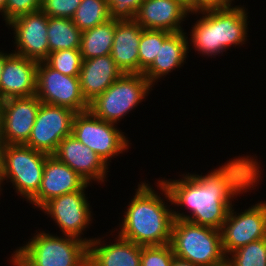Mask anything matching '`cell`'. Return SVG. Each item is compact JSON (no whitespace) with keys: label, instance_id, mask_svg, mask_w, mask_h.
<instances>
[{"label":"cell","instance_id":"1","mask_svg":"<svg viewBox=\"0 0 266 266\" xmlns=\"http://www.w3.org/2000/svg\"><path fill=\"white\" fill-rule=\"evenodd\" d=\"M253 160L249 156L238 157L205 176L188 173L181 180L158 181L168 202L192 212L189 216L173 210L174 219L221 230L233 206L231 198L248 192L247 189L254 188L261 178L257 159Z\"/></svg>","mask_w":266,"mask_h":266},{"label":"cell","instance_id":"2","mask_svg":"<svg viewBox=\"0 0 266 266\" xmlns=\"http://www.w3.org/2000/svg\"><path fill=\"white\" fill-rule=\"evenodd\" d=\"M161 198L146 182L139 184L125 211L119 236L141 246L170 243L174 215Z\"/></svg>","mask_w":266,"mask_h":266},{"label":"cell","instance_id":"3","mask_svg":"<svg viewBox=\"0 0 266 266\" xmlns=\"http://www.w3.org/2000/svg\"><path fill=\"white\" fill-rule=\"evenodd\" d=\"M12 256L14 266H88V244L75 237L40 232Z\"/></svg>","mask_w":266,"mask_h":266},{"label":"cell","instance_id":"4","mask_svg":"<svg viewBox=\"0 0 266 266\" xmlns=\"http://www.w3.org/2000/svg\"><path fill=\"white\" fill-rule=\"evenodd\" d=\"M170 245L175 256L196 266H222L227 263L221 231L211 227L174 219Z\"/></svg>","mask_w":266,"mask_h":266},{"label":"cell","instance_id":"5","mask_svg":"<svg viewBox=\"0 0 266 266\" xmlns=\"http://www.w3.org/2000/svg\"><path fill=\"white\" fill-rule=\"evenodd\" d=\"M47 156L25 144H3L0 188L5 179H10L17 193L29 201L40 188Z\"/></svg>","mask_w":266,"mask_h":266},{"label":"cell","instance_id":"6","mask_svg":"<svg viewBox=\"0 0 266 266\" xmlns=\"http://www.w3.org/2000/svg\"><path fill=\"white\" fill-rule=\"evenodd\" d=\"M153 85L143 74L124 73L101 95L89 103L96 117L116 124L147 96Z\"/></svg>","mask_w":266,"mask_h":266},{"label":"cell","instance_id":"7","mask_svg":"<svg viewBox=\"0 0 266 266\" xmlns=\"http://www.w3.org/2000/svg\"><path fill=\"white\" fill-rule=\"evenodd\" d=\"M113 123L94 116L89 110L76 113L72 135L108 164L110 158L128 149V140Z\"/></svg>","mask_w":266,"mask_h":266},{"label":"cell","instance_id":"8","mask_svg":"<svg viewBox=\"0 0 266 266\" xmlns=\"http://www.w3.org/2000/svg\"><path fill=\"white\" fill-rule=\"evenodd\" d=\"M36 96L43 103L66 107L76 113L89 109L82 95L79 76L64 75L45 61L38 62Z\"/></svg>","mask_w":266,"mask_h":266},{"label":"cell","instance_id":"9","mask_svg":"<svg viewBox=\"0 0 266 266\" xmlns=\"http://www.w3.org/2000/svg\"><path fill=\"white\" fill-rule=\"evenodd\" d=\"M75 114L76 112L69 108L41 102L29 140L25 145L53 155L60 141L72 134Z\"/></svg>","mask_w":266,"mask_h":266},{"label":"cell","instance_id":"10","mask_svg":"<svg viewBox=\"0 0 266 266\" xmlns=\"http://www.w3.org/2000/svg\"><path fill=\"white\" fill-rule=\"evenodd\" d=\"M233 211L231 207L220 230L225 255L253 241L266 238V202L260 201L240 212L238 216Z\"/></svg>","mask_w":266,"mask_h":266},{"label":"cell","instance_id":"11","mask_svg":"<svg viewBox=\"0 0 266 266\" xmlns=\"http://www.w3.org/2000/svg\"><path fill=\"white\" fill-rule=\"evenodd\" d=\"M84 191L78 190L55 197L46 202L40 210L42 209L54 219L64 233L63 235L84 240L89 244L92 239L81 238V234L87 228L86 226L92 221L89 203Z\"/></svg>","mask_w":266,"mask_h":266},{"label":"cell","instance_id":"12","mask_svg":"<svg viewBox=\"0 0 266 266\" xmlns=\"http://www.w3.org/2000/svg\"><path fill=\"white\" fill-rule=\"evenodd\" d=\"M14 29L16 50L14 53L36 62L49 56L47 39L48 16L41 10L23 14L7 23Z\"/></svg>","mask_w":266,"mask_h":266},{"label":"cell","instance_id":"13","mask_svg":"<svg viewBox=\"0 0 266 266\" xmlns=\"http://www.w3.org/2000/svg\"><path fill=\"white\" fill-rule=\"evenodd\" d=\"M41 101L36 95L3 100V144H26L34 126Z\"/></svg>","mask_w":266,"mask_h":266},{"label":"cell","instance_id":"14","mask_svg":"<svg viewBox=\"0 0 266 266\" xmlns=\"http://www.w3.org/2000/svg\"><path fill=\"white\" fill-rule=\"evenodd\" d=\"M88 185L89 183L68 165L59 161L55 156L48 155L40 188L29 202L41 208L46 202L55 197L85 190Z\"/></svg>","mask_w":266,"mask_h":266},{"label":"cell","instance_id":"15","mask_svg":"<svg viewBox=\"0 0 266 266\" xmlns=\"http://www.w3.org/2000/svg\"><path fill=\"white\" fill-rule=\"evenodd\" d=\"M53 156L68 165L89 184L91 180L99 183L105 181L108 164L72 134L60 141Z\"/></svg>","mask_w":266,"mask_h":266},{"label":"cell","instance_id":"16","mask_svg":"<svg viewBox=\"0 0 266 266\" xmlns=\"http://www.w3.org/2000/svg\"><path fill=\"white\" fill-rule=\"evenodd\" d=\"M189 13L182 0H143L134 21L143 29L177 33L184 31L180 24Z\"/></svg>","mask_w":266,"mask_h":266},{"label":"cell","instance_id":"17","mask_svg":"<svg viewBox=\"0 0 266 266\" xmlns=\"http://www.w3.org/2000/svg\"><path fill=\"white\" fill-rule=\"evenodd\" d=\"M38 62L11 53L0 78V99L36 95Z\"/></svg>","mask_w":266,"mask_h":266},{"label":"cell","instance_id":"18","mask_svg":"<svg viewBox=\"0 0 266 266\" xmlns=\"http://www.w3.org/2000/svg\"><path fill=\"white\" fill-rule=\"evenodd\" d=\"M123 74L110 54L83 60L79 80L86 102H92Z\"/></svg>","mask_w":266,"mask_h":266},{"label":"cell","instance_id":"19","mask_svg":"<svg viewBox=\"0 0 266 266\" xmlns=\"http://www.w3.org/2000/svg\"><path fill=\"white\" fill-rule=\"evenodd\" d=\"M143 28L134 20L115 21L111 57L123 73L139 74V43Z\"/></svg>","mask_w":266,"mask_h":266},{"label":"cell","instance_id":"20","mask_svg":"<svg viewBox=\"0 0 266 266\" xmlns=\"http://www.w3.org/2000/svg\"><path fill=\"white\" fill-rule=\"evenodd\" d=\"M100 239L88 244V266H140L141 245L119 235L111 245H101Z\"/></svg>","mask_w":266,"mask_h":266},{"label":"cell","instance_id":"21","mask_svg":"<svg viewBox=\"0 0 266 266\" xmlns=\"http://www.w3.org/2000/svg\"><path fill=\"white\" fill-rule=\"evenodd\" d=\"M184 33V31L172 33L163 43H159V51L154 62L143 73L151 85L184 64L189 49L188 37Z\"/></svg>","mask_w":266,"mask_h":266},{"label":"cell","instance_id":"22","mask_svg":"<svg viewBox=\"0 0 266 266\" xmlns=\"http://www.w3.org/2000/svg\"><path fill=\"white\" fill-rule=\"evenodd\" d=\"M247 17L246 10L240 6L217 9L218 44H222V52L247 40Z\"/></svg>","mask_w":266,"mask_h":266},{"label":"cell","instance_id":"23","mask_svg":"<svg viewBox=\"0 0 266 266\" xmlns=\"http://www.w3.org/2000/svg\"><path fill=\"white\" fill-rule=\"evenodd\" d=\"M115 21L110 18L98 26L82 31L80 54L83 60L111 54Z\"/></svg>","mask_w":266,"mask_h":266},{"label":"cell","instance_id":"24","mask_svg":"<svg viewBox=\"0 0 266 266\" xmlns=\"http://www.w3.org/2000/svg\"><path fill=\"white\" fill-rule=\"evenodd\" d=\"M202 18L197 20L191 32V42L195 50L203 55H218L222 52V44H218L217 9L198 11Z\"/></svg>","mask_w":266,"mask_h":266},{"label":"cell","instance_id":"25","mask_svg":"<svg viewBox=\"0 0 266 266\" xmlns=\"http://www.w3.org/2000/svg\"><path fill=\"white\" fill-rule=\"evenodd\" d=\"M81 33L69 18L48 17L49 53L63 49H80Z\"/></svg>","mask_w":266,"mask_h":266},{"label":"cell","instance_id":"26","mask_svg":"<svg viewBox=\"0 0 266 266\" xmlns=\"http://www.w3.org/2000/svg\"><path fill=\"white\" fill-rule=\"evenodd\" d=\"M109 19L110 10L106 0H82L71 20L82 32Z\"/></svg>","mask_w":266,"mask_h":266},{"label":"cell","instance_id":"27","mask_svg":"<svg viewBox=\"0 0 266 266\" xmlns=\"http://www.w3.org/2000/svg\"><path fill=\"white\" fill-rule=\"evenodd\" d=\"M172 33L163 30L143 29L139 43V74H143L154 62L159 43H163Z\"/></svg>","mask_w":266,"mask_h":266},{"label":"cell","instance_id":"28","mask_svg":"<svg viewBox=\"0 0 266 266\" xmlns=\"http://www.w3.org/2000/svg\"><path fill=\"white\" fill-rule=\"evenodd\" d=\"M229 255V266H266V238L242 246Z\"/></svg>","mask_w":266,"mask_h":266},{"label":"cell","instance_id":"29","mask_svg":"<svg viewBox=\"0 0 266 266\" xmlns=\"http://www.w3.org/2000/svg\"><path fill=\"white\" fill-rule=\"evenodd\" d=\"M45 62L67 76H79L82 67L80 49H63L49 53Z\"/></svg>","mask_w":266,"mask_h":266},{"label":"cell","instance_id":"30","mask_svg":"<svg viewBox=\"0 0 266 266\" xmlns=\"http://www.w3.org/2000/svg\"><path fill=\"white\" fill-rule=\"evenodd\" d=\"M174 253L170 243L141 246L140 266H172Z\"/></svg>","mask_w":266,"mask_h":266},{"label":"cell","instance_id":"31","mask_svg":"<svg viewBox=\"0 0 266 266\" xmlns=\"http://www.w3.org/2000/svg\"><path fill=\"white\" fill-rule=\"evenodd\" d=\"M82 0H42L41 11L48 17L72 19Z\"/></svg>","mask_w":266,"mask_h":266},{"label":"cell","instance_id":"32","mask_svg":"<svg viewBox=\"0 0 266 266\" xmlns=\"http://www.w3.org/2000/svg\"><path fill=\"white\" fill-rule=\"evenodd\" d=\"M143 0H106L110 18L118 21L134 20Z\"/></svg>","mask_w":266,"mask_h":266},{"label":"cell","instance_id":"33","mask_svg":"<svg viewBox=\"0 0 266 266\" xmlns=\"http://www.w3.org/2000/svg\"><path fill=\"white\" fill-rule=\"evenodd\" d=\"M42 0H7L5 8V22L28 13L40 11Z\"/></svg>","mask_w":266,"mask_h":266},{"label":"cell","instance_id":"34","mask_svg":"<svg viewBox=\"0 0 266 266\" xmlns=\"http://www.w3.org/2000/svg\"><path fill=\"white\" fill-rule=\"evenodd\" d=\"M233 0H190L187 5L191 13H198L201 10L227 8Z\"/></svg>","mask_w":266,"mask_h":266},{"label":"cell","instance_id":"35","mask_svg":"<svg viewBox=\"0 0 266 266\" xmlns=\"http://www.w3.org/2000/svg\"><path fill=\"white\" fill-rule=\"evenodd\" d=\"M172 266H196L195 264L191 263L188 260L181 259L174 255Z\"/></svg>","mask_w":266,"mask_h":266},{"label":"cell","instance_id":"36","mask_svg":"<svg viewBox=\"0 0 266 266\" xmlns=\"http://www.w3.org/2000/svg\"><path fill=\"white\" fill-rule=\"evenodd\" d=\"M11 54L0 52V78L2 75V71L4 69L5 60L10 56Z\"/></svg>","mask_w":266,"mask_h":266},{"label":"cell","instance_id":"37","mask_svg":"<svg viewBox=\"0 0 266 266\" xmlns=\"http://www.w3.org/2000/svg\"><path fill=\"white\" fill-rule=\"evenodd\" d=\"M6 1L7 0H0V12L3 14L4 18H5Z\"/></svg>","mask_w":266,"mask_h":266},{"label":"cell","instance_id":"38","mask_svg":"<svg viewBox=\"0 0 266 266\" xmlns=\"http://www.w3.org/2000/svg\"><path fill=\"white\" fill-rule=\"evenodd\" d=\"M2 106H3V100L0 99V135L2 133Z\"/></svg>","mask_w":266,"mask_h":266},{"label":"cell","instance_id":"39","mask_svg":"<svg viewBox=\"0 0 266 266\" xmlns=\"http://www.w3.org/2000/svg\"><path fill=\"white\" fill-rule=\"evenodd\" d=\"M2 146H3V143H2L1 135H0V162H1Z\"/></svg>","mask_w":266,"mask_h":266},{"label":"cell","instance_id":"40","mask_svg":"<svg viewBox=\"0 0 266 266\" xmlns=\"http://www.w3.org/2000/svg\"><path fill=\"white\" fill-rule=\"evenodd\" d=\"M184 3H186L187 5L190 3V0H182Z\"/></svg>","mask_w":266,"mask_h":266}]
</instances>
